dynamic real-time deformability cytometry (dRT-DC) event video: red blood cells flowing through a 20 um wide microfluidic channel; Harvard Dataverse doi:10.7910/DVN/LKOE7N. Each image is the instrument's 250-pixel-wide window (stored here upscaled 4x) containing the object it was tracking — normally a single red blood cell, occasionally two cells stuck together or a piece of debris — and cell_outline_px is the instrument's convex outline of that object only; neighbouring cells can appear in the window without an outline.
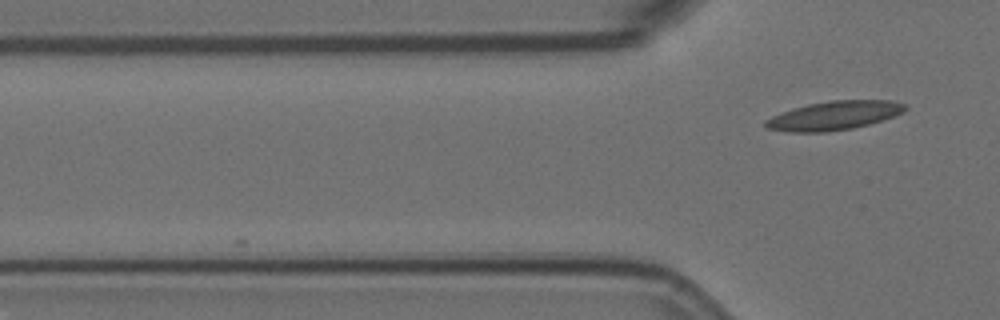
{"species": "Egyptian fruit bat (a non-hibernating species)", "species_latin": "Rousettus aegyptiacus", "temperature_condition": "room temperature", "stored_images_in_passage": 5, "camera_frame_rate_fps": 3000, "um_per_image_px": 0.085, "animal": {"sex": "female"}, "frame": {"image": 1, "passage_image": 5, "time_ms": 1.333, "image_size_px": [1000, 320], "cell_outline_px": [[908, 108], [904, 112], [868, 124], [852, 128], [824, 132], [788, 132], [768, 128], [764, 124], [764, 120], [772, 116], [792, 108], [808, 104], [832, 100], [892, 100], [908, 104]], "centroid_in_image_um": [70.91, 9.81], "position_along_channel_um": 54.9, "area_um2": 23.41}}